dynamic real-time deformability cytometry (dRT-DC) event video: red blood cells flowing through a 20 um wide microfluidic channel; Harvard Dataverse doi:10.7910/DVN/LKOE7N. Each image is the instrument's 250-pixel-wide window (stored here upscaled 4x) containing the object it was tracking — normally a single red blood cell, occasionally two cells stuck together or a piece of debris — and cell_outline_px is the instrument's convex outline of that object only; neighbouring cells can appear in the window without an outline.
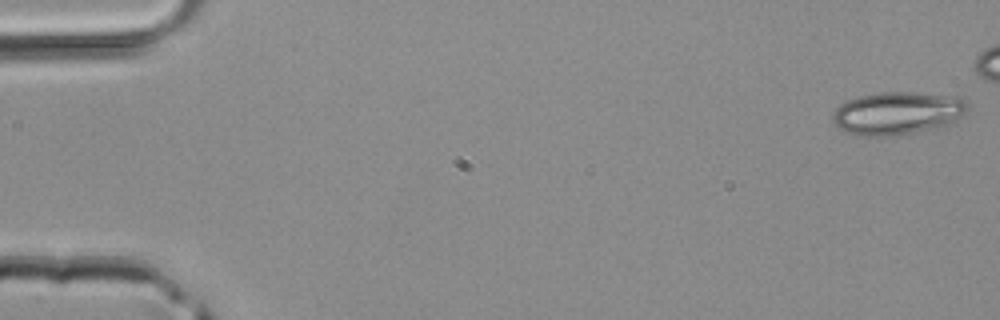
{"species": "common noctule bat (a hibernating species)", "species_latin": "Nyctalus noctula", "temperature_condition": "room temperature", "stored_images_in_passage": 40, "camera_frame_rate_fps": 3000, "um_per_image_px": 0.085, "animal": {"sex": "male", "body_mass_g": 20.4}, "frame": {"image": 1, "passage_image": 1, "time_ms": 0.0, "image_size_px": [1000, 320], "cell_outline_px": [[968, 112], [952, 124], [936, 128], [888, 136], [856, 136], [844, 132], [832, 120], [832, 112], [840, 104], [848, 100], [860, 96], [880, 92], [912, 92], [960, 96], [968, 104]], "centroid_in_image_um": [76.31, 9.62], "position_along_channel_um": 8.7, "area_um2": 34.1}}
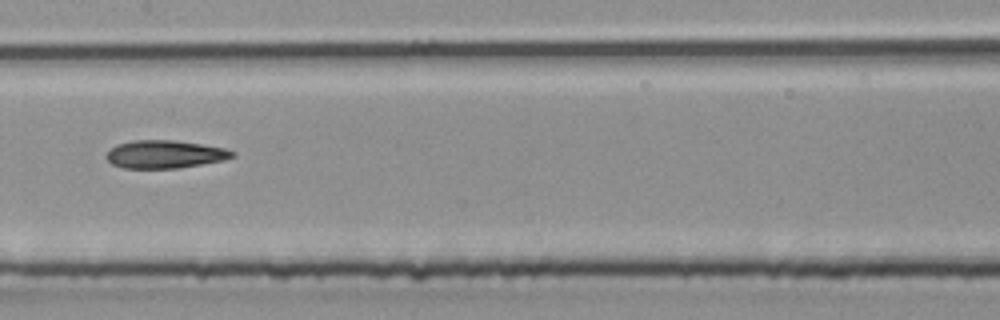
{"frame": {"image": 2, "passage_image": 23, "time_ms": 7.333, "image_size_px": [1000, 320], "cell_outline_px": [[236, 156], [224, 160], [176, 168], [124, 168], [112, 164], [104, 156], [116, 144], [132, 140], [172, 140], [200, 144], [224, 148], [236, 152]], "centroid_in_image_um": [14.0, 13.11], "position_along_channel_um": 193.4, "area_um2": 20.4}}
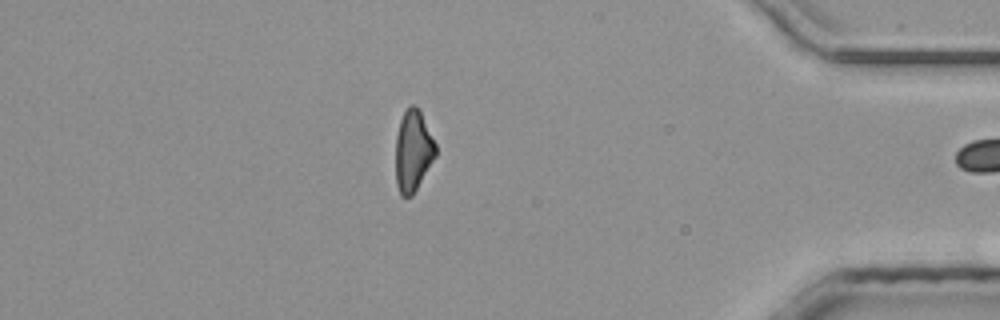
{"frame": {"image": 3, "passage_image": 39, "time_ms": 12.667, "image_size_px": [1000, 320], "cell_outline_px": [[436, 156], [412, 196], [400, 196], [396, 184], [396, 136], [400, 120], [404, 112], [412, 104], [416, 104], [436, 144]], "centroid_in_image_um": [35.1, 12.84], "position_along_channel_um": 400.1, "area_um2": 18.79}}